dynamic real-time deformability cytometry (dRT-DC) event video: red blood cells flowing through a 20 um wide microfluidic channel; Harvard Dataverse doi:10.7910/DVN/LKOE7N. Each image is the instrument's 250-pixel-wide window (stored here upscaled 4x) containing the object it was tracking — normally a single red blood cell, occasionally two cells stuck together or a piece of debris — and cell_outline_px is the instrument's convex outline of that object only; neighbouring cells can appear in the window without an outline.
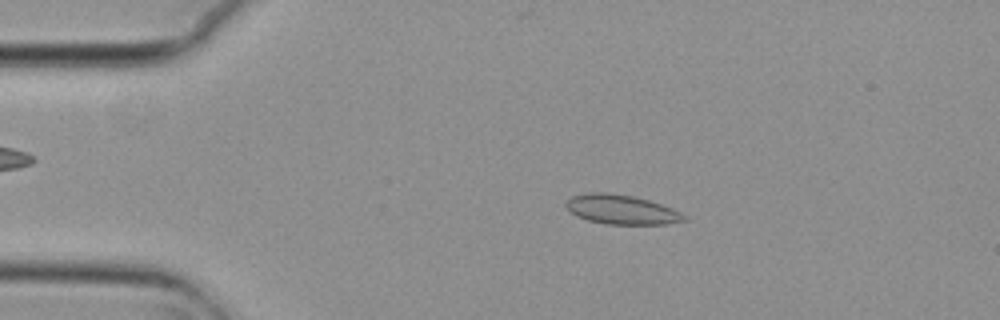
{"species": "common noctule bat (a hibernating species)", "species_latin": "Nyctalus noctula", "temperature_condition": "cold", "stored_images_in_passage": 4, "camera_frame_rate_fps": 3000, "um_per_image_px": 0.085, "animal": {"sex": "female", "body_mass_g": 29.2, "forearm_length_mm": 56.3}, "frame": {"image": 1, "passage_image": 2, "time_ms": 0.333, "image_size_px": [1000, 320], "cell_outline_px": [[688, 220], [664, 224], [604, 224], [588, 220], [576, 216], [564, 204], [572, 196], [588, 192], [604, 192], [632, 196], [648, 200], [672, 208], [688, 216]], "centroid_in_image_um": [52.83, 17.81], "position_along_channel_um": 32.2, "area_um2": 20.17}}
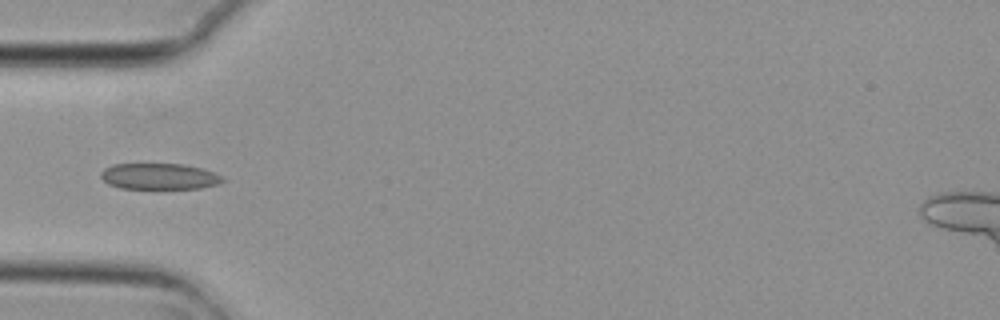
{"frame": {"image": 2, "passage_image": 4, "time_ms": 1.0, "image_size_px": [1000, 320], "cell_outline_px": [[224, 180], [220, 184], [200, 188], [120, 188], [108, 184], [100, 176], [100, 172], [104, 168], [112, 164], [184, 164], [204, 168], [216, 172], [224, 176]], "centroid_in_image_um": [13.58, 14.98], "position_along_channel_um": 71.4, "area_um2": 18.73}}